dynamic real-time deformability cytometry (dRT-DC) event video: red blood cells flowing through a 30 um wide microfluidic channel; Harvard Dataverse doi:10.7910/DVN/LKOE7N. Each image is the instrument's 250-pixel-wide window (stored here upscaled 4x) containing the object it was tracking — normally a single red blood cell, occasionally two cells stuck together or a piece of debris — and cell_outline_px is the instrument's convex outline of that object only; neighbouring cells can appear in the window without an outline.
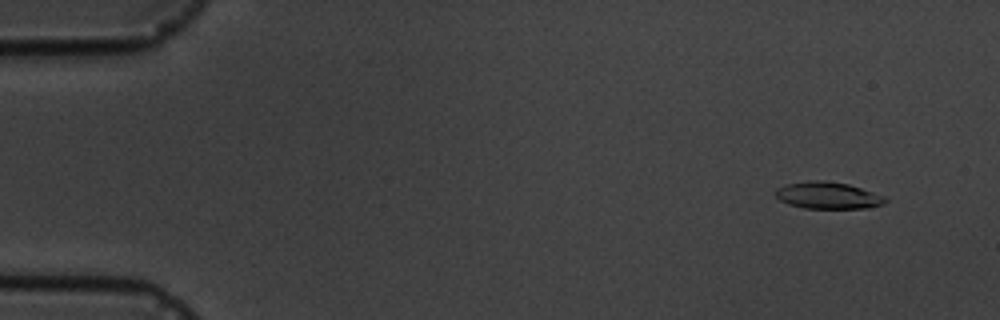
{"species": "common noctule bat (a hibernating species)", "species_latin": "Nyctalus noctula", "temperature_condition": "cold", "stored_images_in_passage": 9, "camera_frame_rate_fps": 3000, "um_per_image_px": 0.085, "animal": {"sex": "male", "body_mass_g": 19.5, "forearm_length_mm": 54.6}, "frame": {"image": 1, "passage_image": 2, "time_ms": 1.0, "image_size_px": [1000, 320], "cell_outline_px": [[888, 200], [884, 204], [868, 208], [804, 208], [788, 204], [780, 200], [776, 196], [776, 188], [788, 184], [816, 180], [824, 180], [848, 184], [884, 196]], "centroid_in_image_um": [70.38, 16.62], "position_along_channel_um": 14.6, "area_um2": 16.99}}
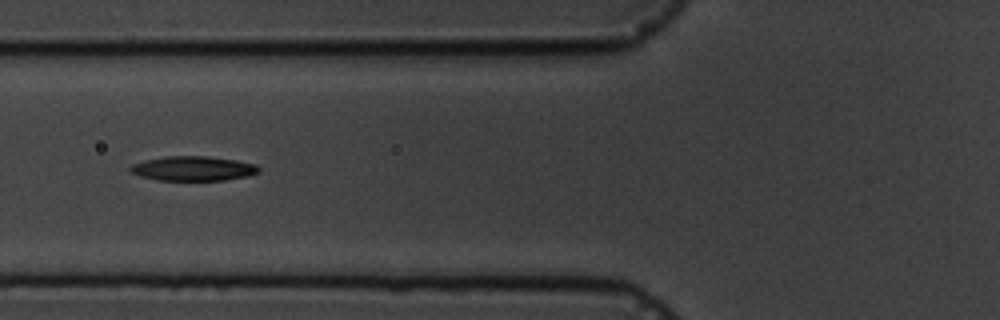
{"frame": {"image": 2, "passage_image": 7, "time_ms": 6.667, "image_size_px": [1000, 320], "cell_outline_px": [[260, 172], [248, 176], [224, 180], [156, 180], [140, 176], [132, 172], [128, 168], [132, 164], [144, 160], [164, 156], [208, 156], [236, 160], [256, 164], [260, 168]], "centroid_in_image_um": [16.42, 14.32], "position_along_channel_um": 109.4, "area_um2": 18.5}}
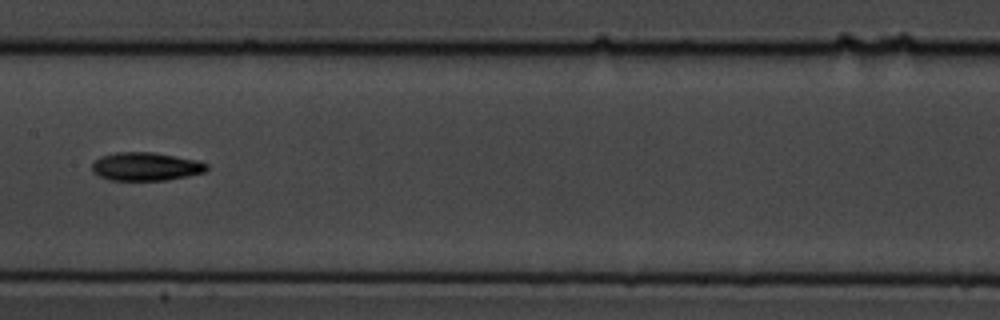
{"frame": {"image": 3, "passage_image": 9, "time_ms": 9.0, "image_size_px": [1000, 320], "cell_outline_px": [[208, 168], [204, 172], [188, 176], [164, 180], [108, 180], [92, 172], [92, 164], [100, 156], [116, 152], [152, 152], [200, 160], [208, 164]], "centroid_in_image_um": [12.4, 14.15], "position_along_channel_um": 195.0, "area_um2": 19.02}}